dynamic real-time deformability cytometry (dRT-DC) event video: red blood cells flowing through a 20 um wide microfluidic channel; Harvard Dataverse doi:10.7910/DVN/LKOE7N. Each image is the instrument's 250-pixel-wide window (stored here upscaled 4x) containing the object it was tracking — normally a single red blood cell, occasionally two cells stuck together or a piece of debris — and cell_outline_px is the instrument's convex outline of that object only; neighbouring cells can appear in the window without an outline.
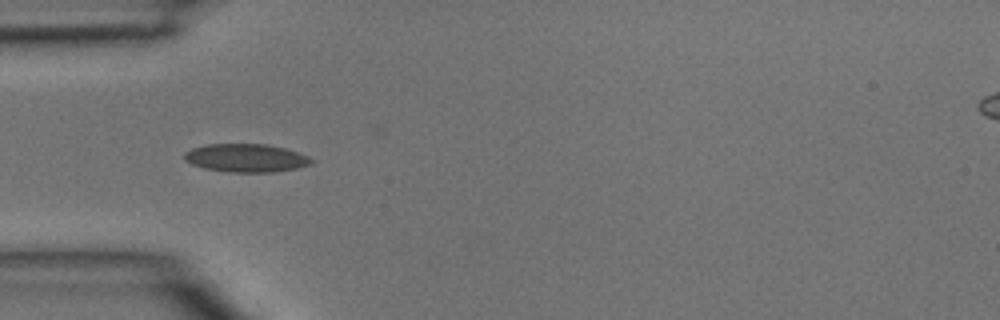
{"species": "common noctule bat (a hibernating species)", "species_latin": "Nyctalus noctula", "temperature_condition": "room temperature", "stored_images_in_passage": 7, "camera_frame_rate_fps": 3000, "um_per_image_px": 0.085, "animal": {"sex": "male", "body_mass_g": 15.6}, "frame": {"image": 1, "passage_image": 5, "time_ms": 1.333, "image_size_px": [1000, 320], "cell_outline_px": [[316, 160], [312, 164], [300, 168], [272, 172], [228, 172], [204, 168], [192, 164], [184, 160], [184, 152], [192, 148], [208, 144], [268, 144], [284, 148], [308, 156]], "centroid_in_image_um": [20.94, 13.43], "position_along_channel_um": 64.1, "area_um2": 21.04}}